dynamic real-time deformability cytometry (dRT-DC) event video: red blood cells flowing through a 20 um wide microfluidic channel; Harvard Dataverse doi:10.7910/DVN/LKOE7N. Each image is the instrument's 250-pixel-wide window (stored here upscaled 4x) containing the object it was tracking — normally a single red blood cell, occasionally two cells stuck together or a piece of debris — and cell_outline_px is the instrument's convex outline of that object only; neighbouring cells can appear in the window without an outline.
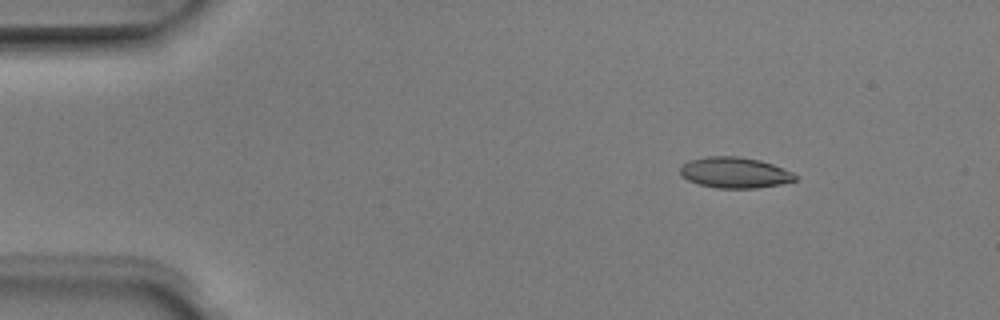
{"species": "Egyptian fruit bat (a non-hibernating species)", "species_latin": "Rousettus aegyptiacus", "temperature_condition": "room temperature", "stored_images_in_passage": 4, "camera_frame_rate_fps": 3000, "um_per_image_px": 0.085, "animal": {"sex": "male"}, "frame": {"image": 1, "passage_image": 2, "time_ms": 0.333, "image_size_px": [1000, 320], "cell_outline_px": [[800, 176], [796, 180], [780, 184], [756, 188], [716, 188], [700, 184], [688, 180], [680, 176], [680, 168], [688, 160], [708, 156], [736, 156], [760, 160], [772, 164], [792, 172]], "centroid_in_image_um": [62.45, 14.67], "position_along_channel_um": 22.5, "area_um2": 20.69}}
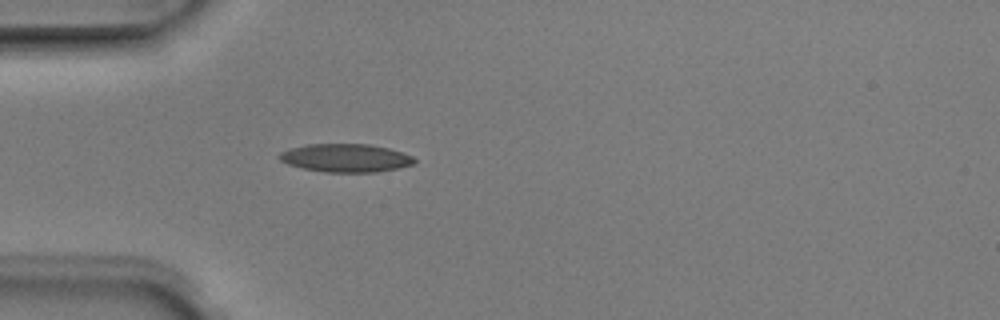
{"frame": {"image": 2, "passage_image": 4, "time_ms": 1.0, "image_size_px": [1000, 320], "cell_outline_px": [[416, 164], [400, 168], [376, 172], [324, 172], [304, 168], [288, 164], [280, 160], [276, 156], [280, 152], [288, 148], [308, 144], [368, 144], [388, 148], [412, 156], [416, 160]], "centroid_in_image_um": [29.37, 13.43], "position_along_channel_um": 55.6, "area_um2": 22.31}}